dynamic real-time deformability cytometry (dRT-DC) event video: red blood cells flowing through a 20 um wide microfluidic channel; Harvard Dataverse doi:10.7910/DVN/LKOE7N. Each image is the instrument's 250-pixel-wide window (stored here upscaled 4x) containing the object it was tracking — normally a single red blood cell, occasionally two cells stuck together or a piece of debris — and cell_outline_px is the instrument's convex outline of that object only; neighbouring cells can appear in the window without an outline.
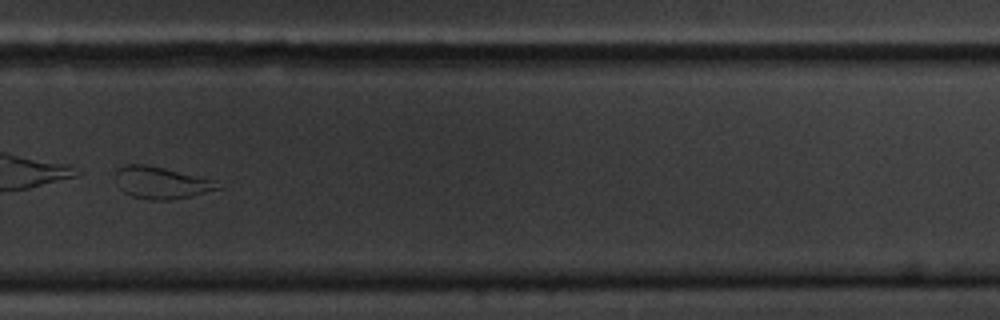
{"species": "common noctule bat (a hibernating species)", "species_latin": "Nyctalus noctula", "temperature_condition": "cold", "stored_images_in_passage": 51, "camera_frame_rate_fps": 3000, "um_per_image_px": 0.085, "animal": {"sex": "male", "body_mass_g": 20.1, "forearm_length_mm": 53.5}, "frame": {"image": 1, "passage_image": 35, "time_ms": 11.333, "image_size_px": [1000, 320], "cell_outline_px": [[228, 184], [224, 188], [172, 200], [152, 200], [132, 196], [124, 192], [120, 188], [116, 176], [116, 172], [120, 168], [128, 164], [144, 164], [164, 168]], "centroid_in_image_um": [13.79, 15.55], "position_along_channel_um": 316.0, "area_um2": 18.9}}
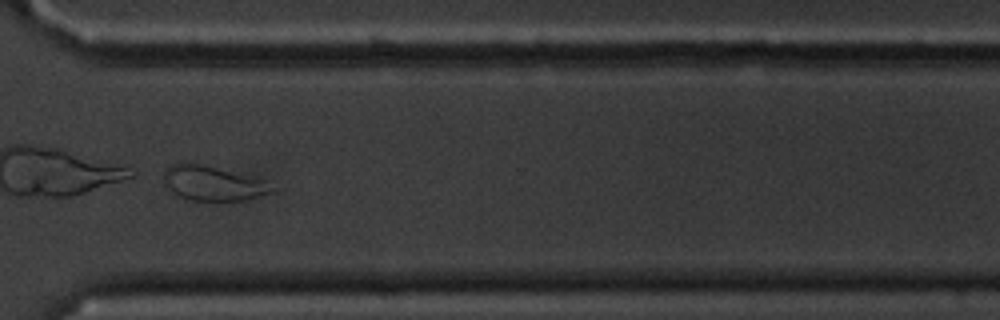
{"frame": {"image": 2, "passage_image": 38, "time_ms": 12.333, "image_size_px": [1000, 320], "cell_outline_px": [[284, 188], [276, 192], [244, 200], [192, 200], [176, 196], [168, 192], [164, 184], [164, 172], [172, 164], [200, 164], [268, 180]], "centroid_in_image_um": [18.22, 15.61], "position_along_channel_um": 352.4, "area_um2": 22.31}}